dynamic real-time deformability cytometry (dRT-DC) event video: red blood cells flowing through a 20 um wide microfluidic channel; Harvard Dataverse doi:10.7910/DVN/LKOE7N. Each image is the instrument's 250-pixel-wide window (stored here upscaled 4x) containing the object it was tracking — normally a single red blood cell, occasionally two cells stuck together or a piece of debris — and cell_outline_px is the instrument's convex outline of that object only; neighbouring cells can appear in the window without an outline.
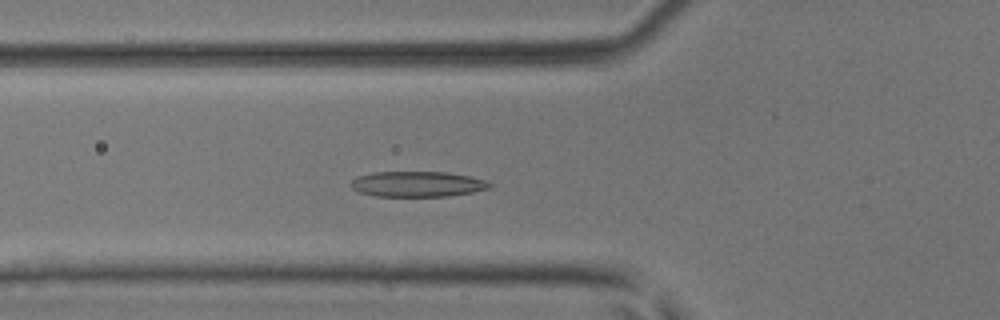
{"species": "common noctule bat (a hibernating species)", "species_latin": "Nyctalus noctula", "temperature_condition": "room temperature", "stored_images_in_passage": 45, "camera_frame_rate_fps": 3000, "um_per_image_px": 0.085, "animal": {"sex": "male", "body_mass_g": 17.9, "forearm_length_mm": 54.2}, "frame": {"image": 1, "passage_image": 14, "time_ms": 4.333, "image_size_px": [1000, 320], "cell_outline_px": [[492, 184], [488, 188], [472, 192], [448, 196], [376, 196], [360, 192], [352, 188], [348, 184], [356, 176], [372, 172], [448, 172], [488, 180]], "centroid_in_image_um": [35.45, 15.64], "position_along_channel_um": 90.3, "area_um2": 20.63}}
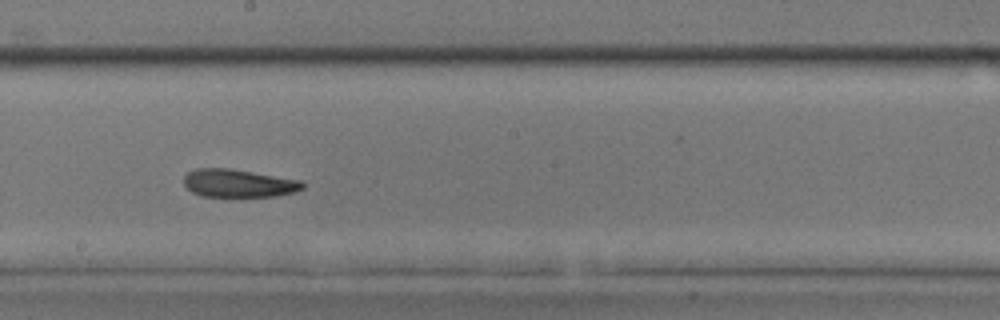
{"frame": {"image": 2, "passage_image": 24, "time_ms": 7.667, "image_size_px": [1000, 320], "cell_outline_px": [[304, 188], [292, 192], [276, 196], [200, 196], [192, 192], [184, 184], [184, 176], [188, 172], [196, 168], [228, 168], [300, 180], [304, 184]], "centroid_in_image_um": [20.24, 15.57], "position_along_channel_um": 228.0, "area_um2": 19.13}}
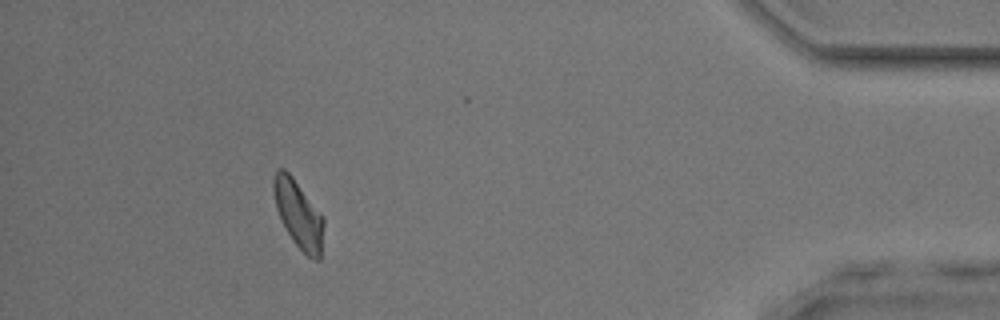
{"frame": {"image": 3, "passage_image": 41, "time_ms": 13.333, "image_size_px": [1000, 320], "cell_outline_px": [[324, 224], [320, 260], [316, 260], [308, 256], [292, 240], [280, 220], [276, 208], [272, 188], [272, 180], [276, 168], [284, 168], [292, 176], [324, 216]], "centroid_in_image_um": [25.35, 18.17], "position_along_channel_um": 409.8, "area_um2": 19.94}, "authors_computed_cell_mechanics": {"area_um2": 19.941, "velocity_mm_per_s": 4.1405, "shape_relaxation_time_tau1_ms": 10.2661, "shape_relaxation_time_tau2_ms": 2.958, "deformation_change_tau1": 0.2251, "deformation_change_tau2": 0.1033}}